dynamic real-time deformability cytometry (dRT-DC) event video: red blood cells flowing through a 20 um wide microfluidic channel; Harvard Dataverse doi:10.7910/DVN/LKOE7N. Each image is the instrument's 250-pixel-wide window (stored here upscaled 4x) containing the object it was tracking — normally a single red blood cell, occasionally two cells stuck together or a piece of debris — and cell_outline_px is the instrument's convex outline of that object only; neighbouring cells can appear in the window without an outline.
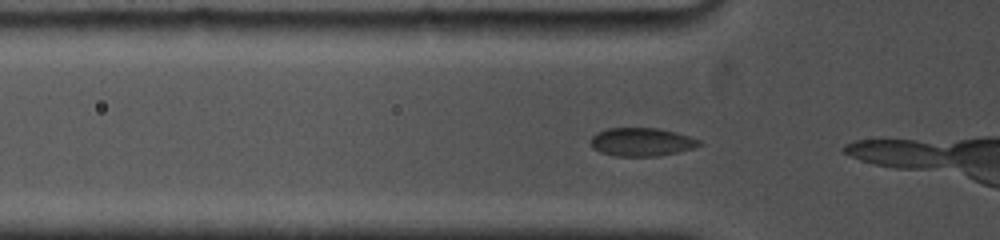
{"species": "common noctule bat (a hibernating species)", "species_latin": "Nyctalus noctula", "temperature_condition": "cold", "stored_images_in_passage": 10, "camera_frame_rate_fps": 5000, "um_per_image_px": 0.085, "animal": {"sex": "female", "body_mass_g": 19.0, "forearm_length_mm": 53.3}, "frame": {"image": 1, "passage_image": 6, "time_ms": 0.8, "image_size_px": [1000, 240], "cell_outline_px": [[704, 144], [692, 148], [660, 156], [616, 156], [600, 152], [592, 148], [588, 140], [596, 132], [608, 128], [656, 128], [676, 132], [700, 140]], "centroid_in_image_um": [54.49, 12.06], "position_along_channel_um": 71.3, "area_um2": 18.03}}